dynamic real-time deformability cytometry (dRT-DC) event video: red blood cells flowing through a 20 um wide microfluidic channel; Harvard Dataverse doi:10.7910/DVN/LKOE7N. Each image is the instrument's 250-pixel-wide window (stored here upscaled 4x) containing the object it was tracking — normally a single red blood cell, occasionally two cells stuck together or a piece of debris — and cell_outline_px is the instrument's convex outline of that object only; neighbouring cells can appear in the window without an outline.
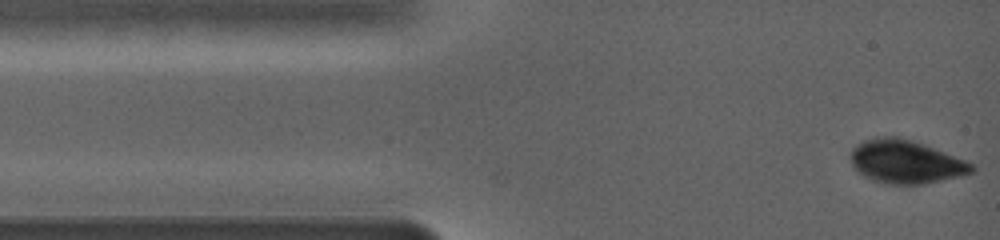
{"species": "common noctule bat (a hibernating species)", "species_latin": "Nyctalus noctula", "temperature_condition": "warm", "stored_images_in_passage": 6, "camera_frame_rate_fps": 5000, "um_per_image_px": 0.085, "animal": {"sex": "female", "body_mass_g": 19.0, "forearm_length_mm": 56.7}, "frame": {"image": 1, "passage_image": 1, "time_ms": 0.0, "image_size_px": [1000, 240], "cell_outline_px": [[976, 168], [972, 172], [924, 184], [888, 184], [864, 176], [852, 164], [852, 148], [864, 140], [884, 136], [896, 136], [912, 140], [924, 144], [964, 160], [972, 164]], "centroid_in_image_um": [76.98, 13.74], "position_along_channel_um": 8.0, "area_um2": 29.88}}